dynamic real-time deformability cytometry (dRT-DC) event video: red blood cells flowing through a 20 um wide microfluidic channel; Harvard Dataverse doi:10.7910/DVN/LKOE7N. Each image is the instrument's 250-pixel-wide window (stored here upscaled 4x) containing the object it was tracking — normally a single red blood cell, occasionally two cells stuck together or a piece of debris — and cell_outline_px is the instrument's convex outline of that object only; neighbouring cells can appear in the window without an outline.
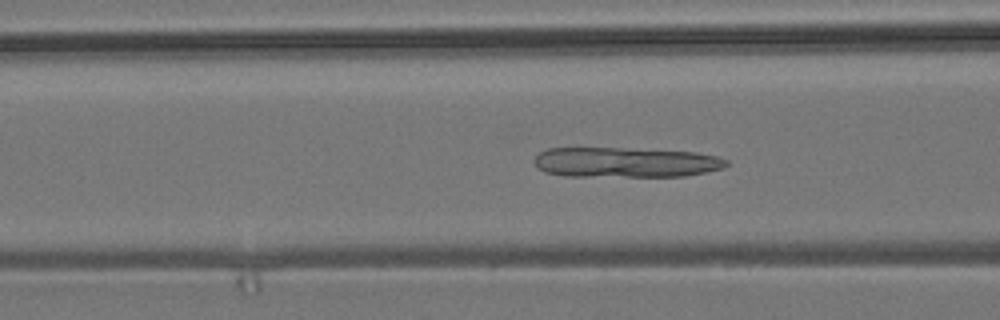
{"species": "common noctule bat (a hibernating species)", "species_latin": "Nyctalus noctula", "temperature_condition": "room temperature", "stored_images_in_passage": 55, "camera_frame_rate_fps": 3000, "um_per_image_px": 0.085, "animal": {"sex": "male", "body_mass_g": 19.2, "forearm_length_mm": 51.8}, "frame": {"image": 1, "passage_image": 21, "time_ms": 6.667, "image_size_px": [1000, 320], "cell_outline_px": [[728, 164], [724, 168], [708, 172], [684, 176], [564, 176], [544, 172], [536, 168], [532, 160], [540, 152], [548, 148], [620, 148], [696, 152], [716, 156], [728, 160]], "centroid_in_image_um": [53.14, 13.8], "position_along_channel_um": 113.5, "area_um2": 33.93}}
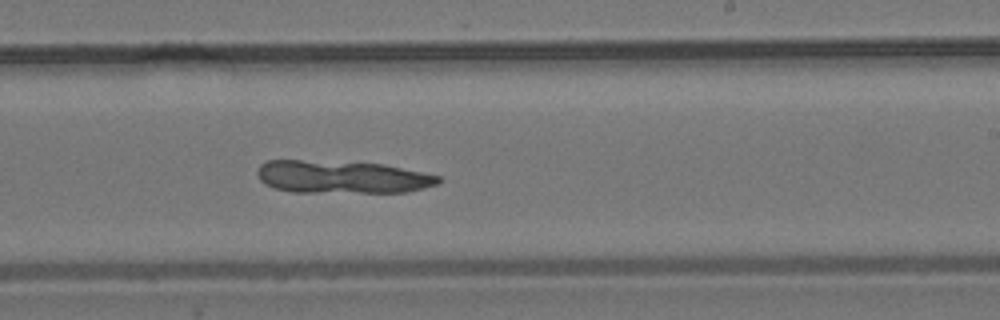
{"frame": {"image": 2, "passage_image": 33, "time_ms": 10.667, "image_size_px": [1000, 320], "cell_outline_px": [[444, 180], [440, 184], [408, 192], [292, 192], [276, 188], [264, 184], [260, 180], [256, 172], [260, 164], [268, 160], [300, 160], [384, 164], [440, 176]], "centroid_in_image_um": [29.08, 15.05], "position_along_channel_um": 259.9, "area_um2": 34.62}}
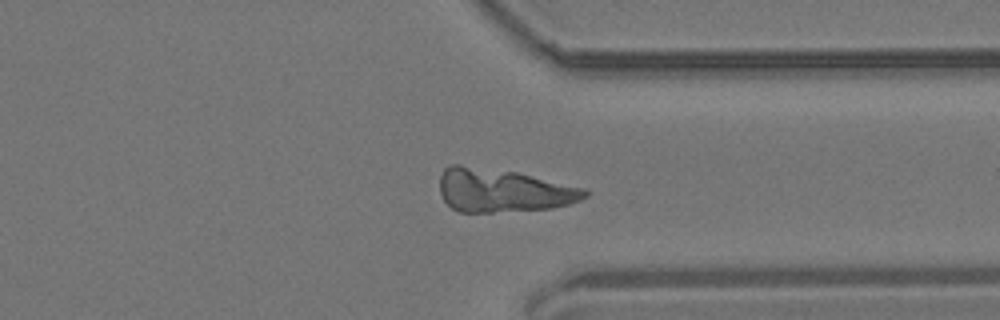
{"frame": {"image": 3, "passage_image": 42, "time_ms": 13.667, "image_size_px": [1000, 320], "cell_outline_px": [[588, 196], [580, 200], [568, 204], [552, 208], [492, 212], [460, 212], [452, 208], [444, 200], [440, 192], [440, 176], [444, 168], [448, 164], [460, 164], [516, 172], [584, 188], [588, 192]], "centroid_in_image_um": [42.71, 16.18], "position_along_channel_um": 368.7, "area_um2": 36.53}}